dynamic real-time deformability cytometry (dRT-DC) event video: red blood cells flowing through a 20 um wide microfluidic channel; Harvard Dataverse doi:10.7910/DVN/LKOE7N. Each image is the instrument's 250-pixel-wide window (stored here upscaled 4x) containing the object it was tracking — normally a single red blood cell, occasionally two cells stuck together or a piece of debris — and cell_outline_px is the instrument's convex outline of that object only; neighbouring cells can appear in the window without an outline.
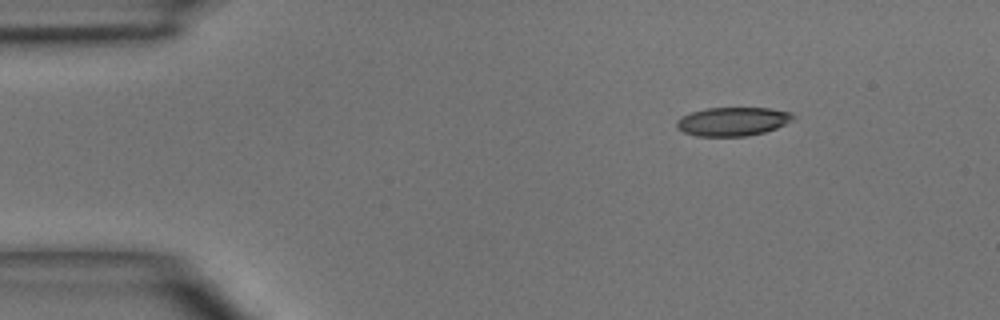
{"species": "common noctule bat (a hibernating species)", "species_latin": "Nyctalus noctula", "temperature_condition": "room temperature", "stored_images_in_passage": 4, "segment_of_instrument_passage": [1, 2], "camera_frame_rate_fps": 3000, "um_per_image_px": 0.085, "animal": {"sex": "male", "body_mass_g": 15.6}, "frame": {"image": 1, "passage_image": 1, "time_ms": 0.0, "image_size_px": [1000, 320], "cell_outline_px": [[796, 116], [792, 120], [776, 128], [764, 132], [748, 136], [696, 136], [684, 132], [676, 128], [676, 120], [680, 116], [704, 108], [768, 108], [792, 112]], "centroid_in_image_um": [62.26, 10.32], "position_along_channel_um": 22.7, "area_um2": 19.59}}
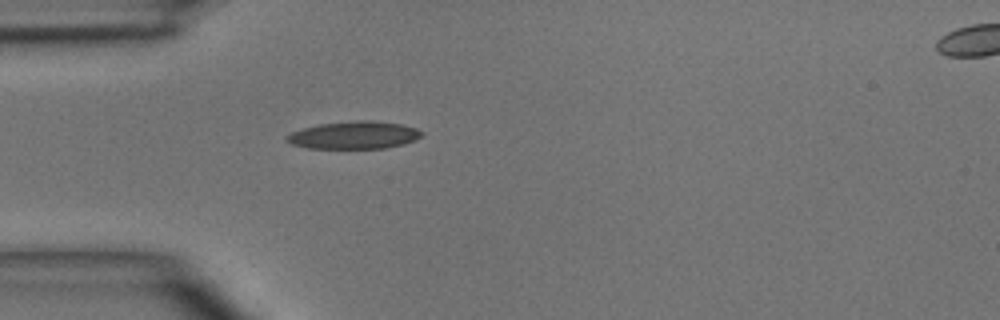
{"frame": {"image": 2, "passage_image": 3, "time_ms": 2.333, "image_size_px": [1000, 320], "cell_outline_px": [[424, 136], [416, 140], [404, 144], [384, 148], [308, 148], [292, 144], [284, 140], [284, 136], [292, 132], [304, 128], [320, 124], [356, 120], [372, 120], [400, 124], [416, 128], [424, 132]], "centroid_in_image_um": [30.12, 11.48], "position_along_channel_um": 54.9, "area_um2": 21.79}}